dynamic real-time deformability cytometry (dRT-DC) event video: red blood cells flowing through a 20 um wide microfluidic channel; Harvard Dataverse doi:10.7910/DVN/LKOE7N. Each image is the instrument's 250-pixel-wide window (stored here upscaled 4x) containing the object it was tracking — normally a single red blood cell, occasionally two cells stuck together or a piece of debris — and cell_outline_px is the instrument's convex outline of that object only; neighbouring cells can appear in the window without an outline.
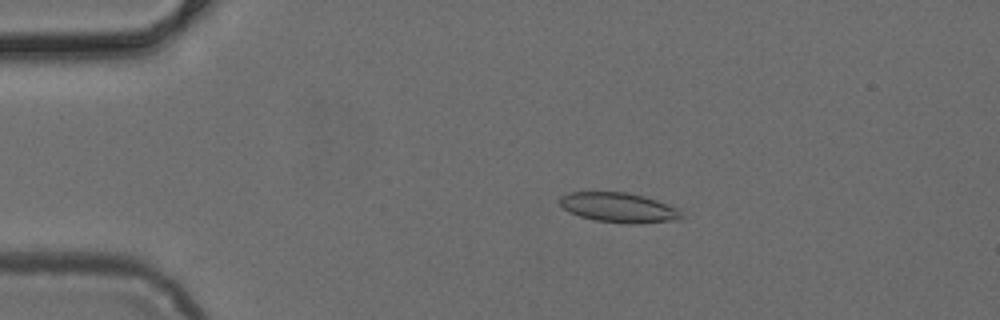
{"species": "common noctule bat (a hibernating species)", "species_latin": "Nyctalus noctula", "temperature_condition": "cold", "stored_images_in_passage": 44, "camera_frame_rate_fps": 3000, "um_per_image_px": 0.085, "animal": {"sex": "female", "body_mass_g": 24.6, "forearm_length_mm": 56.2}, "frame": {"image": 1, "passage_image": 4, "time_ms": 1.0, "image_size_px": [1000, 320], "cell_outline_px": [[684, 216], [680, 220], [640, 224], [628, 224], [596, 220], [580, 216], [568, 212], [560, 204], [560, 196], [568, 192], [624, 192], [644, 196], [656, 200], [676, 208]], "centroid_in_image_um": [52.6, 17.65], "position_along_channel_um": 32.4, "area_um2": 21.15}}
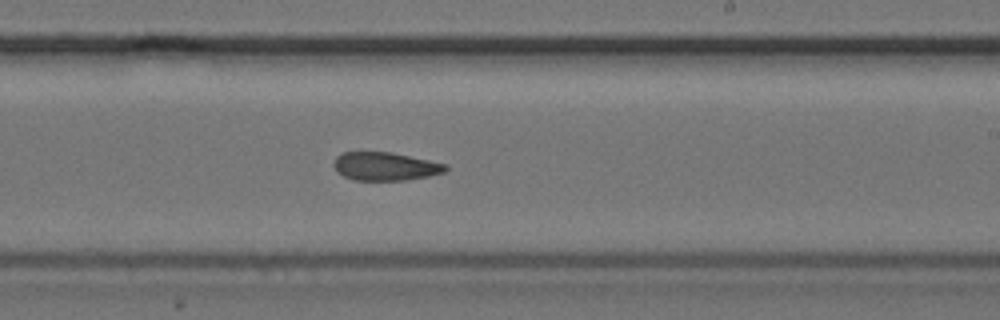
{"frame": {"image": 2, "passage_image": 24, "time_ms": 7.667, "image_size_px": [1000, 320], "cell_outline_px": [[448, 168], [444, 172], [428, 176], [408, 180], [356, 180], [344, 176], [336, 172], [332, 164], [336, 156], [340, 152], [392, 152], [448, 164]], "centroid_in_image_um": [32.73, 14.13], "position_along_channel_um": 256.3, "area_um2": 18.61}}
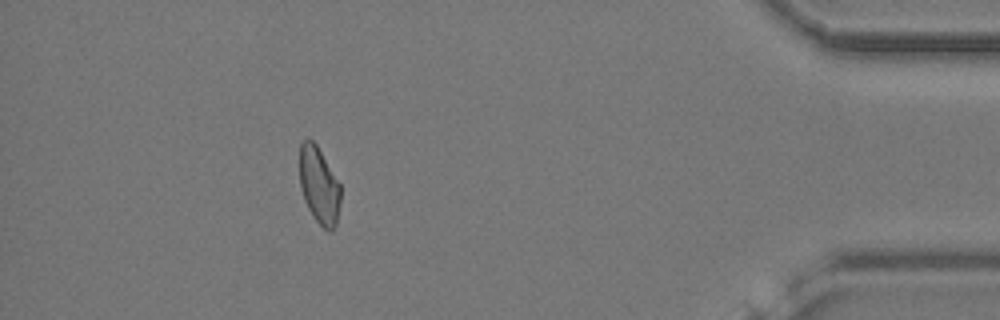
{"frame": {"image": 3, "passage_image": 39, "time_ms": 12.667, "image_size_px": [1000, 320], "cell_outline_px": [[340, 204], [336, 224], [332, 232], [328, 232], [312, 216], [304, 200], [300, 188], [300, 144], [308, 136], [316, 144], [340, 184]], "centroid_in_image_um": [27.11, 15.77], "position_along_channel_um": 408.1, "area_um2": 18.38}}